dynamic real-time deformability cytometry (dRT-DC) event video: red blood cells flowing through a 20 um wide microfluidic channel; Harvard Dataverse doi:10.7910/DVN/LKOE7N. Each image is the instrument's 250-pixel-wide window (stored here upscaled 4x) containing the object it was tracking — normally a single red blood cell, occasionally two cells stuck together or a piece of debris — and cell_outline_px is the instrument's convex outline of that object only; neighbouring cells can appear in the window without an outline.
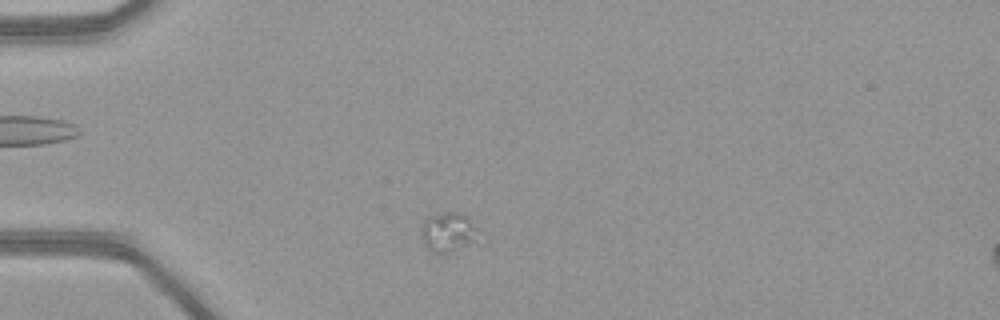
{"species": "common noctule bat (a hibernating species)", "species_latin": "Nyctalus noctula", "temperature_condition": "warm", "stored_images_in_passage": 42, "camera_frame_rate_fps": 3000, "um_per_image_px": 0.085, "animal": {"sex": "female", "body_mass_g": 21.9}, "frame": {"image": 1, "passage_image": 4, "time_ms": 1.0, "image_size_px": [1000, 320], "cell_outline_px": [[488, 244], [444, 256], [428, 248], [424, 244], [420, 236], [420, 228], [424, 220], [428, 216], [444, 212], [460, 212], [468, 216], [480, 228], [488, 240]], "centroid_in_image_um": [38.36, 19.83], "position_along_channel_um": 46.6, "area_um2": 15.49}}
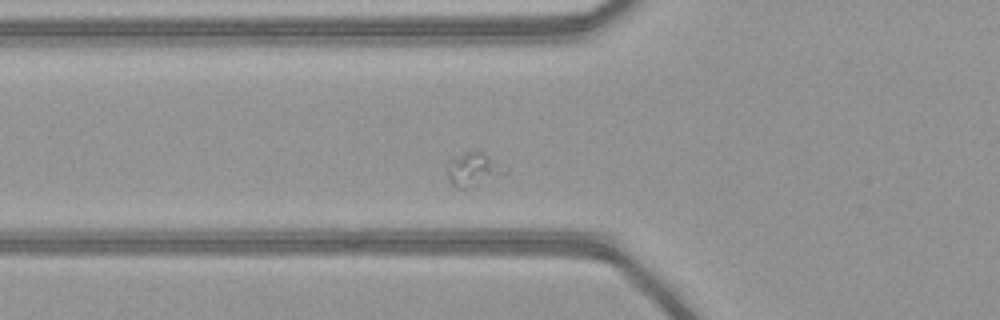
{"frame": {"image": 2, "passage_image": 9, "time_ms": 2.667, "image_size_px": [1000, 320], "cell_outline_px": [[508, 172], [468, 188], [456, 188], [448, 180], [448, 160], [464, 152], [484, 152], [508, 168]], "centroid_in_image_um": [40.24, 14.39], "position_along_channel_um": 85.6, "area_um2": 11.21}}
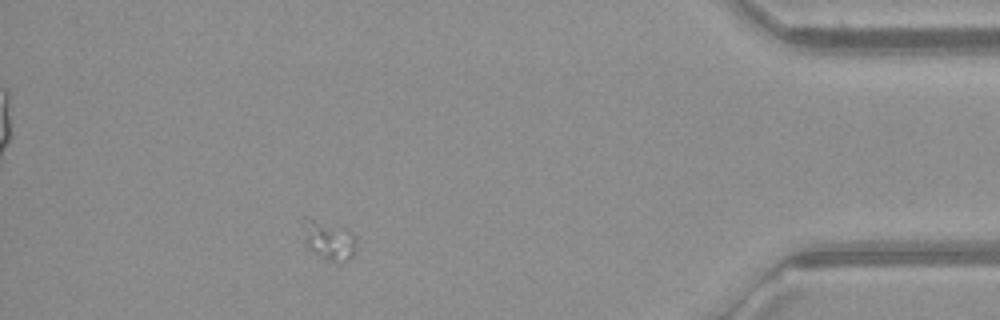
{"frame": {"image": 3, "passage_image": 37, "time_ms": 12.0, "image_size_px": [1000, 320], "cell_outline_px": [[356, 252], [348, 260], [328, 260], [320, 256], [308, 248], [304, 240], [308, 216], [336, 224], [348, 228], [356, 236]], "centroid_in_image_um": [28.04, 20.39], "position_along_channel_um": 407.2, "area_um2": 12.08}}